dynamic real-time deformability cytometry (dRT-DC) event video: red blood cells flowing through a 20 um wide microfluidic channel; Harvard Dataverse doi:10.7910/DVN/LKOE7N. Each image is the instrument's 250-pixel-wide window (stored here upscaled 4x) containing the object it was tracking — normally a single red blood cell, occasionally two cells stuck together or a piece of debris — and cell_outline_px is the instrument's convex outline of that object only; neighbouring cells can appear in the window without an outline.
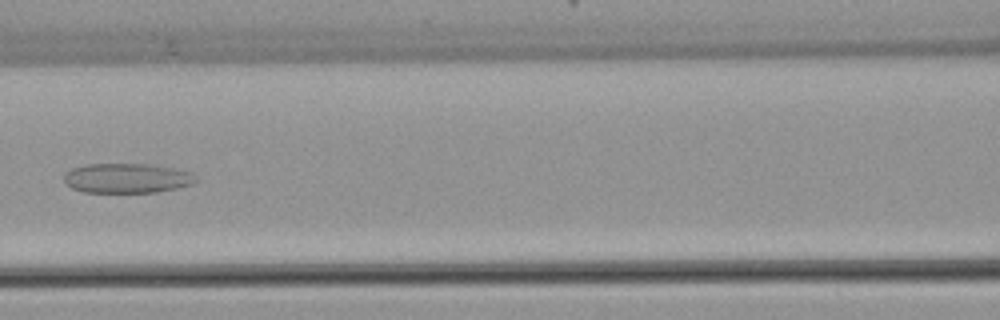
{"species": "common noctule bat (a hibernating species)", "species_latin": "Nyctalus noctula", "temperature_condition": "warm", "stored_images_in_passage": 7, "camera_frame_rate_fps": 3000, "um_per_image_px": 0.085, "animal": {"sex": "female", "body_mass_g": 22.7, "forearm_length_mm": 54.2}, "frame": {"image": 1, "passage_image": 7, "time_ms": 7.333, "image_size_px": [1000, 320], "cell_outline_px": [[196, 180], [192, 184], [176, 188], [156, 192], [84, 192], [72, 188], [64, 184], [64, 172], [72, 168], [88, 164], [152, 164], [192, 172], [196, 176]], "centroid_in_image_um": [10.76, 15.14], "position_along_channel_um": 155.8, "area_um2": 22.89}}